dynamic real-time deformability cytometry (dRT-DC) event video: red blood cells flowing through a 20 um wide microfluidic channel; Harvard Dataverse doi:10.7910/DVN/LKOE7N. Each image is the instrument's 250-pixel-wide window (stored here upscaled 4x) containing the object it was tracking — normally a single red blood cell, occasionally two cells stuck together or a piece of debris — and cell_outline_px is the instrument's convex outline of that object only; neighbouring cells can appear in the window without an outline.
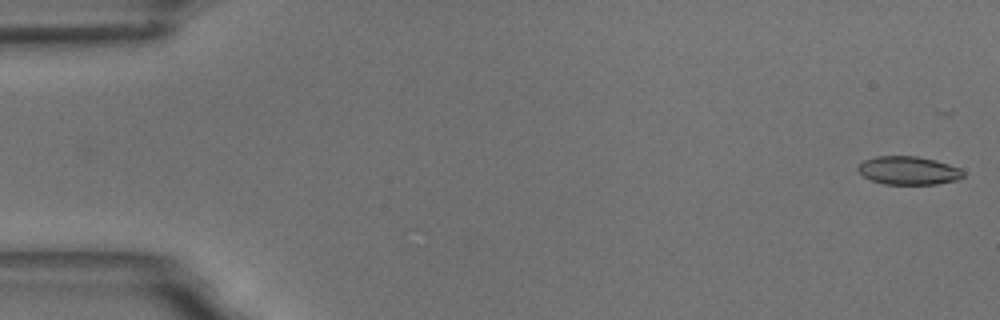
{"species": "common noctule bat (a hibernating species)", "species_latin": "Nyctalus noctula", "temperature_condition": "room temperature", "stored_images_in_passage": 10, "camera_frame_rate_fps": 3000, "um_per_image_px": 0.085, "animal": {"sex": "male", "body_mass_g": 18.8}, "frame": {"image": 1, "passage_image": 1, "time_ms": 0.0, "image_size_px": [1000, 320], "cell_outline_px": [[964, 176], [956, 180], [936, 184], [884, 184], [872, 180], [864, 176], [856, 168], [864, 160], [876, 156], [916, 156], [936, 160], [960, 168], [964, 172]], "centroid_in_image_um": [77.23, 14.49], "position_along_channel_um": 7.8, "area_um2": 17.28}}